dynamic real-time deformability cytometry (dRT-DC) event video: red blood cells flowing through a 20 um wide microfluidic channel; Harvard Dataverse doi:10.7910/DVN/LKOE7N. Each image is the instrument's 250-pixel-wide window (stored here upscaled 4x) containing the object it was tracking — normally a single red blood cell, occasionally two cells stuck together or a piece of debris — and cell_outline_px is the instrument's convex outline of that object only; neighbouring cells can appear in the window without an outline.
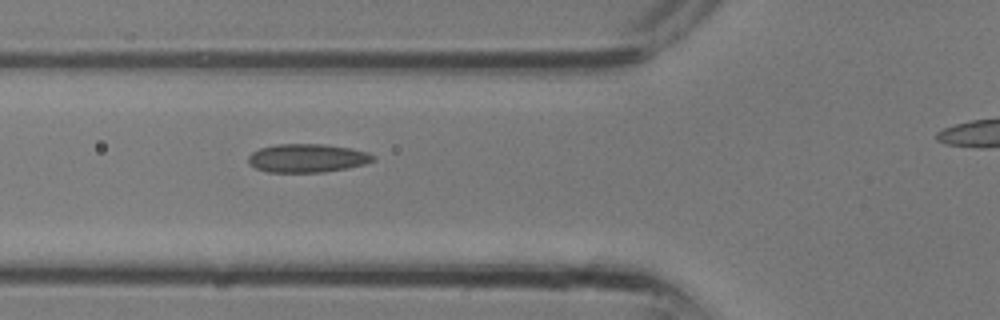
{"species": "common noctule bat (a hibernating species)", "species_latin": "Nyctalus noctula", "temperature_condition": "room temperature", "stored_images_in_passage": 2, "camera_frame_rate_fps": 3000, "um_per_image_px": 0.085, "animal": {"sex": "male", "body_mass_g": 13.3}, "frame": {"image": 1, "passage_image": 2, "time_ms": 0.333, "image_size_px": [1000, 320], "cell_outline_px": [[376, 160], [364, 164], [348, 168], [324, 172], [268, 172], [256, 168], [248, 164], [248, 156], [252, 152], [260, 148], [276, 144], [324, 144], [352, 148], [368, 152], [376, 156]], "centroid_in_image_um": [26.14, 13.44], "position_along_channel_um": 99.7, "area_um2": 20.92}}